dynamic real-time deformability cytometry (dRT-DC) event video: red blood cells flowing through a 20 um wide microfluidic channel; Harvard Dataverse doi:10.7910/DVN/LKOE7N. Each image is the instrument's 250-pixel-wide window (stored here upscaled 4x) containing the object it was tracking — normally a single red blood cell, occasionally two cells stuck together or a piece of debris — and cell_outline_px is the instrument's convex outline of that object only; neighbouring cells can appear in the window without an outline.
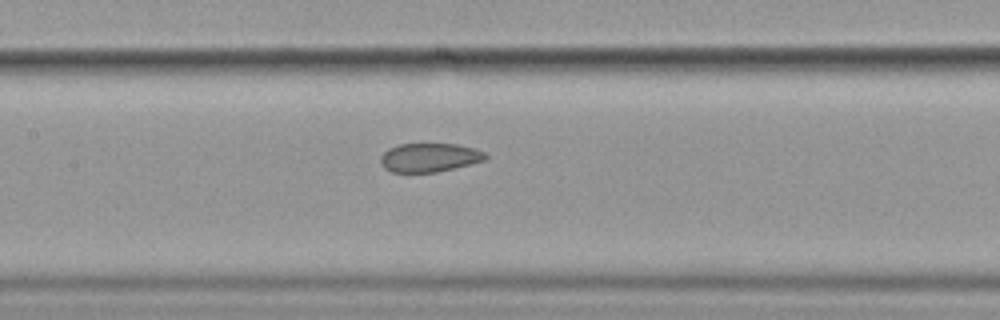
{"species": "common noctule bat (a hibernating species)", "species_latin": "Nyctalus noctula", "temperature_condition": "cold", "stored_images_in_passage": 4, "camera_frame_rate_fps": 3000, "um_per_image_px": 0.085, "animal": {"sex": "female", "body_mass_g": 19.9}, "frame": {"image": 1, "passage_image": 4, "time_ms": 4.333, "image_size_px": [1000, 320], "cell_outline_px": [[488, 156], [484, 160], [436, 172], [392, 172], [384, 168], [380, 164], [380, 156], [388, 148], [400, 144], [456, 144], [472, 148], [484, 152]], "centroid_in_image_um": [36.44, 13.39], "position_along_channel_um": 171.0, "area_um2": 17.4}}